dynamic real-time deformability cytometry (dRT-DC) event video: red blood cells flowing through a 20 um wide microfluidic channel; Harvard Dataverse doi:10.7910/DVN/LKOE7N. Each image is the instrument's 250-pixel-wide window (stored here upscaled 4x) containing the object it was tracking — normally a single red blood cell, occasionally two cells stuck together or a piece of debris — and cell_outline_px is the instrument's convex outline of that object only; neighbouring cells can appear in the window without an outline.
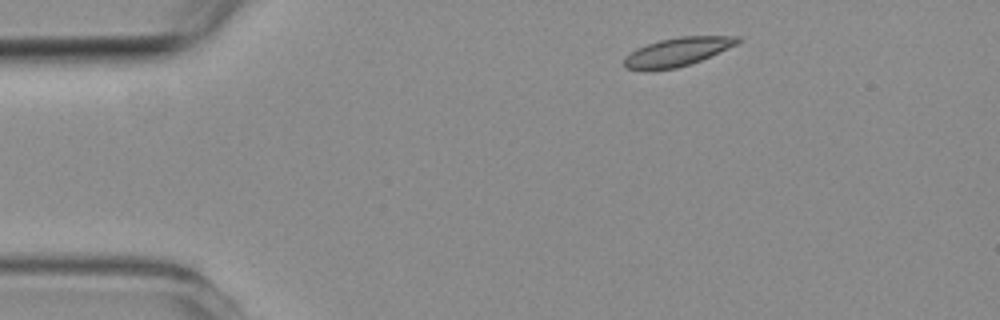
{"species": "common noctule bat (a hibernating species)", "species_latin": "Nyctalus noctula", "temperature_condition": "room temperature", "stored_images_in_passage": 4, "camera_frame_rate_fps": 3000, "um_per_image_px": 0.085, "animal": {"sex": "female", "body_mass_g": 19.3, "forearm_length_mm": 54.1}, "frame": {"image": 1, "passage_image": 1, "time_ms": 0.0, "image_size_px": [1000, 320], "cell_outline_px": [[740, 40], [736, 44], [700, 60], [676, 68], [644, 72], [624, 68], [624, 56], [636, 48], [660, 40], [680, 36], [740, 36]], "centroid_in_image_um": [57.48, 4.43], "position_along_channel_um": 27.5, "area_um2": 18.9}}
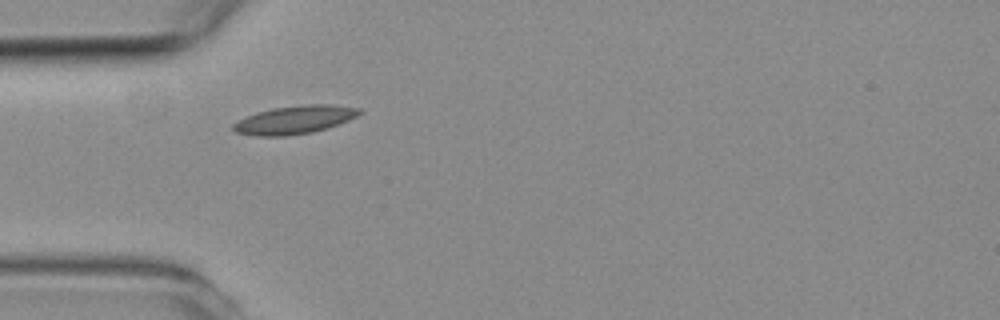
{"frame": {"image": 2, "passage_image": 3, "time_ms": 2.333, "image_size_px": [1000, 320], "cell_outline_px": [[364, 112], [348, 120], [312, 132], [284, 136], [256, 136], [236, 132], [232, 128], [232, 124], [236, 120], [256, 112], [272, 108], [304, 104], [332, 104], [360, 108]], "centroid_in_image_um": [25.01, 10.16], "position_along_channel_um": 60.0, "area_um2": 20.75}}